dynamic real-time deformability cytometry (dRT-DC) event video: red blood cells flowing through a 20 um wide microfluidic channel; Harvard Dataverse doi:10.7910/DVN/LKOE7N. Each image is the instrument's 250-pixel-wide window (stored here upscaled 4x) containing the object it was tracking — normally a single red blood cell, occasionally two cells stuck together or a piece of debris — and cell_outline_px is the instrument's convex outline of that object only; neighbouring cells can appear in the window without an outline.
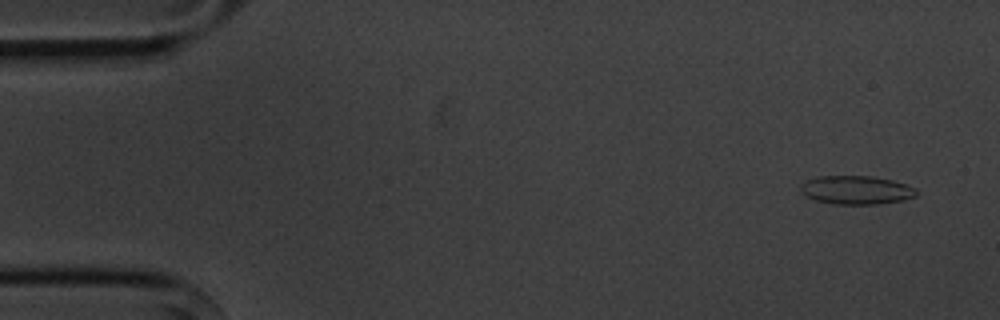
{"species": "common noctule bat (a hibernating species)", "species_latin": "Nyctalus noctula", "temperature_condition": "cold", "stored_images_in_passage": 7, "camera_frame_rate_fps": 3000, "um_per_image_px": 0.085, "animal": {"sex": "male", "body_mass_g": 20.1, "forearm_length_mm": 53.5}, "frame": {"image": 1, "passage_image": 1, "time_ms": 0.0, "image_size_px": [1000, 320], "cell_outline_px": [[916, 196], [904, 200], [880, 204], [832, 204], [816, 200], [808, 196], [800, 188], [800, 184], [808, 180], [820, 176], [872, 176], [892, 180], [916, 188]], "centroid_in_image_um": [72.82, 16.15], "position_along_channel_um": 12.2, "area_um2": 19.13}}
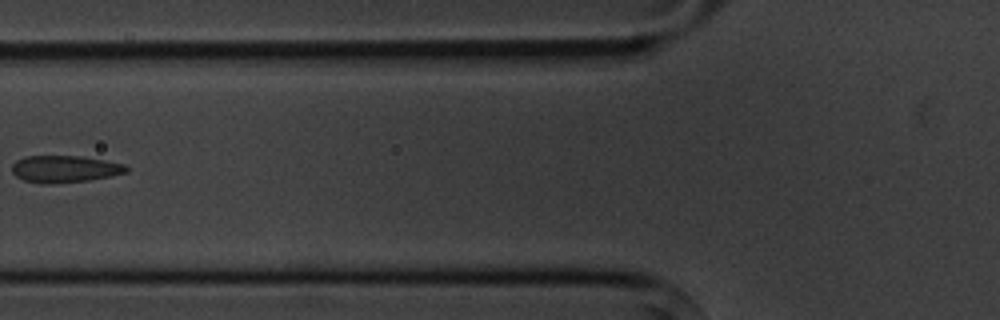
{"frame": {"image": 2, "passage_image": 6, "time_ms": 6.0, "image_size_px": [1000, 320], "cell_outline_px": [[128, 172], [88, 180], [52, 184], [40, 184], [24, 180], [16, 176], [12, 172], [12, 164], [16, 160], [28, 156], [84, 156], [124, 164], [128, 168]], "centroid_in_image_um": [5.48, 14.36], "position_along_channel_um": 120.3, "area_um2": 17.98}}
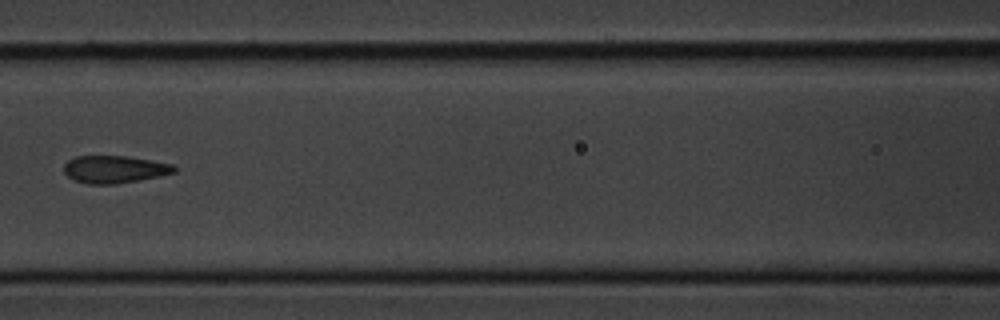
{"frame": {"image": 3, "passage_image": 7, "time_ms": 7.0, "image_size_px": [1000, 320], "cell_outline_px": [[176, 172], [160, 176], [116, 184], [88, 184], [72, 180], [64, 172], [64, 164], [68, 160], [76, 156], [128, 156], [152, 160], [172, 164], [176, 168]], "centroid_in_image_um": [9.72, 14.39], "position_along_channel_um": 156.9, "area_um2": 17.74}}